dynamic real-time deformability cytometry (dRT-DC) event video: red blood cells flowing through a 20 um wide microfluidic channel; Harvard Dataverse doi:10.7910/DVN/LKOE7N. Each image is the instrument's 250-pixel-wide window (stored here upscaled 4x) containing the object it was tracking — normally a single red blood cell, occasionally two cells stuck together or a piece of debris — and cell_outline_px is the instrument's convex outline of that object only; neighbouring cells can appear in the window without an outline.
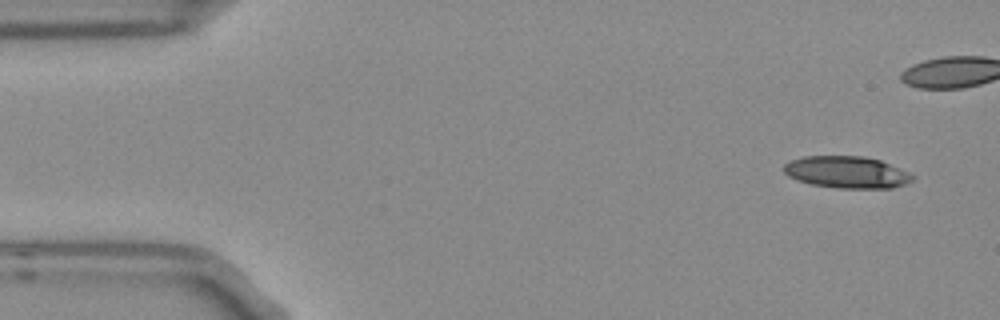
{"species": "Egyptian fruit bat (a non-hibernating species)", "species_latin": "Rousettus aegyptiacus", "temperature_condition": "room temperature", "stored_images_in_passage": 5, "camera_frame_rate_fps": 3000, "um_per_image_px": 0.085, "frame": {"image": 1, "passage_image": 1, "time_ms": 0.0, "image_size_px": [1000, 320], "cell_outline_px": [[916, 176], [912, 180], [904, 184], [892, 188], [836, 188], [812, 184], [796, 180], [788, 176], [784, 172], [784, 164], [788, 160], [804, 156], [864, 156], [880, 160], [900, 168]], "centroid_in_image_um": [71.96, 14.63], "position_along_channel_um": 13.0, "area_um2": 24.04}}
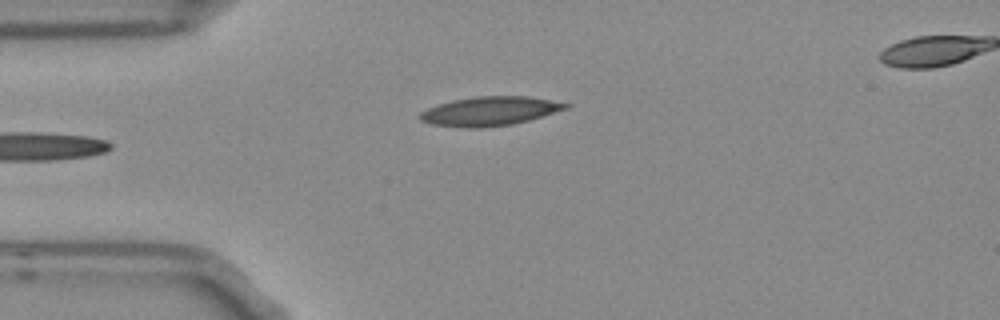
{"frame": {"image": 2, "passage_image": 5, "time_ms": 1.333, "image_size_px": [1000, 320], "cell_outline_px": [[572, 104], [568, 108], [528, 120], [512, 124], [480, 128], [468, 128], [432, 124], [420, 120], [420, 112], [428, 108], [452, 100], [476, 96], [528, 96]], "centroid_in_image_um": [41.63, 9.44], "position_along_channel_um": 43.4, "area_um2": 24.45}}